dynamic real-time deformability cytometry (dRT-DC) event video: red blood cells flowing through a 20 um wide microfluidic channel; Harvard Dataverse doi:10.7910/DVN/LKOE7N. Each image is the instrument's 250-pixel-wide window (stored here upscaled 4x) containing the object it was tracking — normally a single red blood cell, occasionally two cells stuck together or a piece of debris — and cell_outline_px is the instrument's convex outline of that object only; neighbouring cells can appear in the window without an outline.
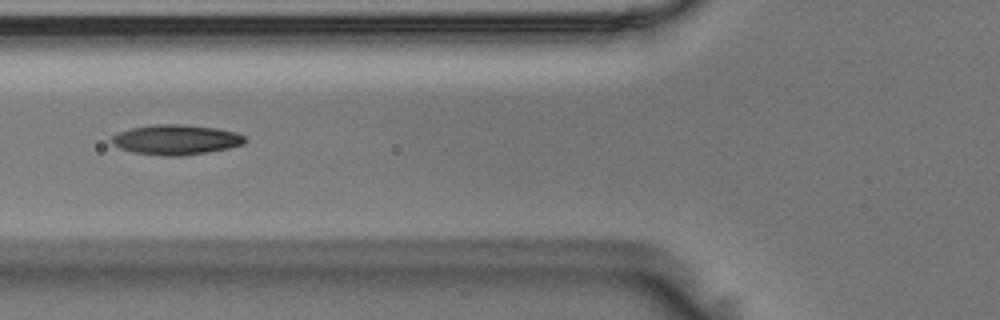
{"species": "Egyptian fruit bat (a non-hibernating species)", "species_latin": "Rousettus aegyptiacus", "temperature_condition": "room temperature", "stored_images_in_passage": 6, "camera_frame_rate_fps": 3000, "um_per_image_px": 0.085, "animal": {"sex": "male"}, "frame": {"image": 1, "passage_image": 4, "time_ms": 1.0, "image_size_px": [1000, 320], "cell_outline_px": [[248, 140], [244, 144], [228, 148], [208, 152], [184, 156], [160, 156], [132, 152], [120, 148], [112, 144], [112, 136], [120, 132], [132, 128], [156, 124], [180, 124], [216, 128], [236, 132], [244, 136]], "centroid_in_image_um": [14.98, 11.88], "position_along_channel_um": 110.8, "area_um2": 23.35}}